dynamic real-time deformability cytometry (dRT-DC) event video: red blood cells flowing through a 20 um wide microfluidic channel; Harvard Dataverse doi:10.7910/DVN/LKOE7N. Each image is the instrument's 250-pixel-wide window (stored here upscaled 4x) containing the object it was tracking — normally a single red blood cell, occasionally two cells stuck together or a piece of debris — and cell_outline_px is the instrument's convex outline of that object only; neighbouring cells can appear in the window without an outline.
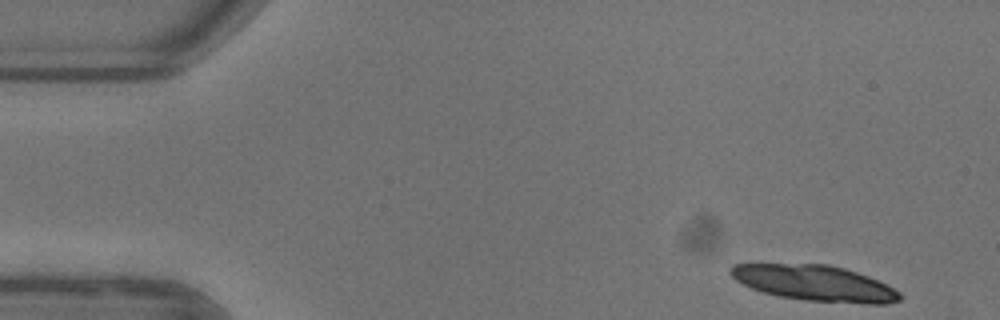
{"species": "common noctule bat (a hibernating species)", "species_latin": "Nyctalus noctula", "temperature_condition": "warm", "stored_images_in_passage": 50, "camera_frame_rate_fps": 3000, "um_per_image_px": 0.085, "animal": {"sex": "female"}, "frame": {"image": 1, "passage_image": 1, "time_ms": 0.0, "image_size_px": [1000, 320], "cell_outline_px": [[900, 300], [888, 304], [868, 304], [804, 300], [776, 296], [752, 288], [736, 280], [728, 272], [728, 268], [732, 264], [828, 264], [844, 268], [868, 276], [900, 292]], "centroid_in_image_um": [69.22, 24.06], "position_along_channel_um": 15.8, "area_um2": 35.08}}
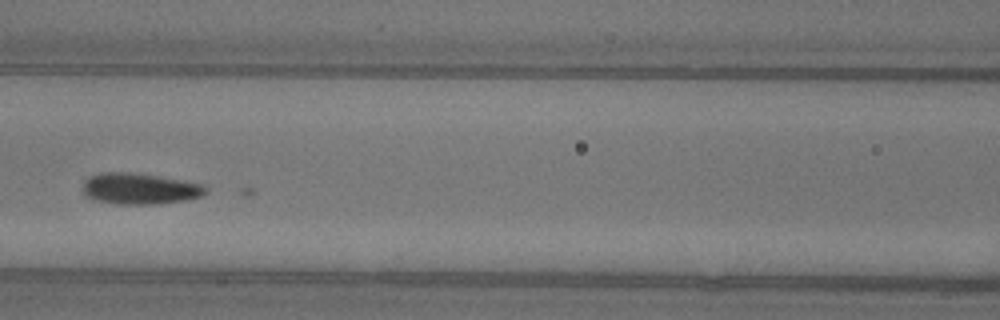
{"frame": {"image": 2, "passage_image": 21, "time_ms": 6.667, "image_size_px": [1000, 320], "cell_outline_px": [[208, 192], [200, 196], [184, 200], [152, 204], [120, 204], [96, 200], [84, 196], [84, 180], [88, 176], [100, 172], [132, 172], [204, 184], [208, 188]], "centroid_in_image_um": [11.85, 16.03], "position_along_channel_um": 154.7, "area_um2": 22.2}}